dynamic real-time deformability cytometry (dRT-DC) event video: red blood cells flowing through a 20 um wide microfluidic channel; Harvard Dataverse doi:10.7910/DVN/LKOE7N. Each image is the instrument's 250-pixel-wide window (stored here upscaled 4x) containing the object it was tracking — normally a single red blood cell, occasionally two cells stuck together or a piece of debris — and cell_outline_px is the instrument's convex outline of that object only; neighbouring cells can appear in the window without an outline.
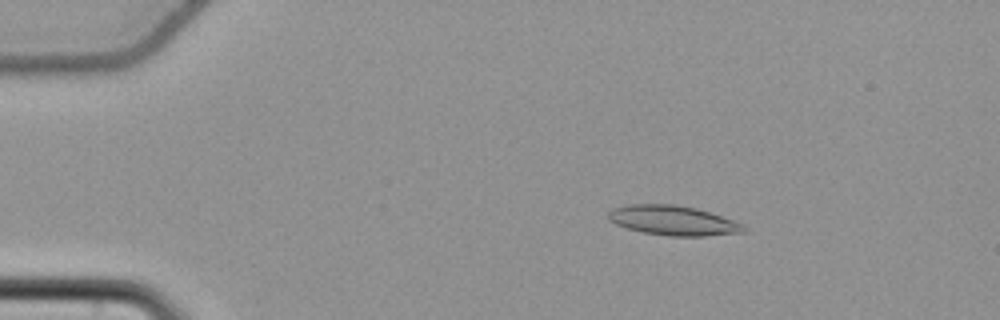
{"species": "common noctule bat (a hibernating species)", "species_latin": "Nyctalus noctula", "temperature_condition": "cold", "stored_images_in_passage": 56, "camera_frame_rate_fps": 3000, "um_per_image_px": 0.085, "animal": {"sex": "female", "body_mass_g": 22.7, "forearm_length_mm": 54.2}, "frame": {"image": 1, "passage_image": 10, "time_ms": 3.0, "image_size_px": [1000, 320], "cell_outline_px": [[748, 228], [744, 232], [704, 236], [668, 236], [644, 232], [628, 228], [616, 224], [608, 220], [608, 212], [612, 208], [628, 204], [676, 204], [696, 208], [744, 224]], "centroid_in_image_um": [57.2, 18.73], "position_along_channel_um": 27.8, "area_um2": 23.41}}
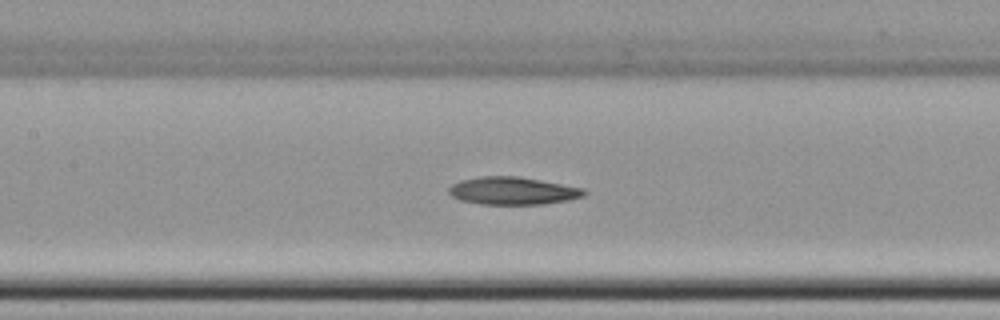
{"frame": {"image": 2, "passage_image": 27, "time_ms": 8.667, "image_size_px": [1000, 320], "cell_outline_px": [[588, 192], [584, 196], [568, 200], [544, 204], [480, 204], [460, 200], [452, 196], [448, 192], [448, 188], [452, 184], [460, 180], [480, 176], [520, 176], [584, 188]], "centroid_in_image_um": [43.59, 16.21], "position_along_channel_um": 163.8, "area_um2": 21.96}}
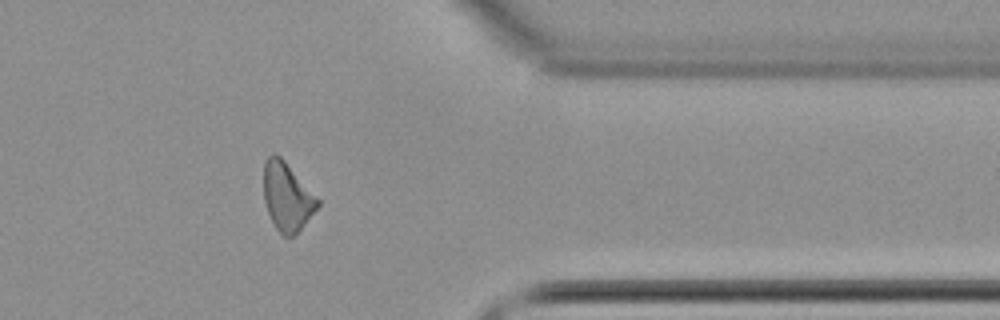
{"frame": {"image": 3, "passage_image": 46, "time_ms": 15.0, "image_size_px": [1000, 320], "cell_outline_px": [[320, 204], [300, 228], [292, 236], [284, 236], [276, 228], [268, 212], [264, 200], [264, 160], [268, 156], [280, 156], [284, 160], [320, 200]], "centroid_in_image_um": [24.39, 16.7], "position_along_channel_um": 387.0, "area_um2": 20.87}}